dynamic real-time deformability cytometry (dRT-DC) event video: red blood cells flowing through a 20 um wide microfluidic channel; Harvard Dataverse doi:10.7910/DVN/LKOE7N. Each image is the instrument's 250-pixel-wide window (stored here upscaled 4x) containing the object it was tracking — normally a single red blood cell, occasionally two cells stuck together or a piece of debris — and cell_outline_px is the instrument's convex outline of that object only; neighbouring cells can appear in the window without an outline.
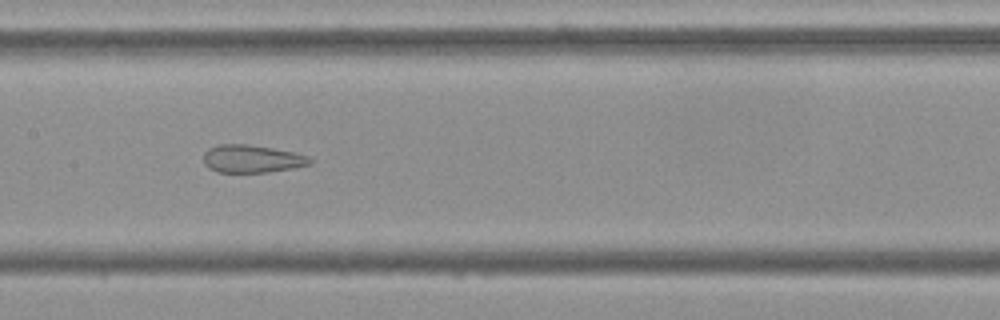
{"species": "Egyptian fruit bat (a non-hibernating species)", "species_latin": "Rousettus aegyptiacus", "temperature_condition": "cold", "stored_images_in_passage": 53, "camera_frame_rate_fps": 3000, "um_per_image_px": 0.085, "frame": {"image": 1, "passage_image": 26, "time_ms": 8.333, "image_size_px": [1000, 320], "cell_outline_px": [[312, 164], [292, 168], [268, 172], [216, 172], [208, 168], [204, 164], [204, 152], [208, 148], [220, 144], [248, 144], [296, 152], [308, 156], [312, 160]], "centroid_in_image_um": [21.41, 13.49], "position_along_channel_um": 186.0, "area_um2": 17.34}}
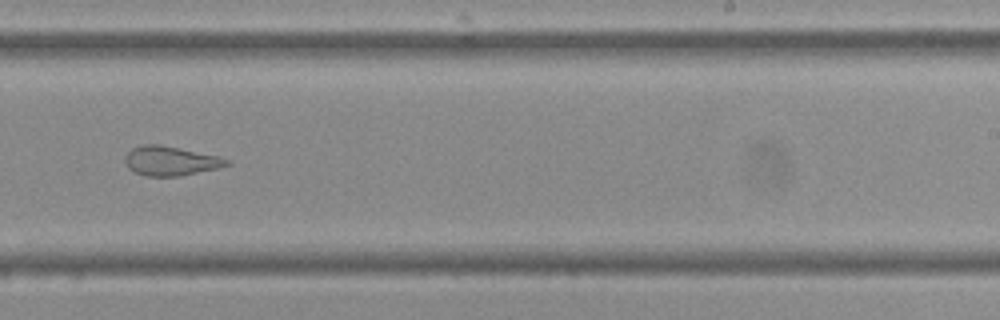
{"frame": {"image": 2, "passage_image": 33, "time_ms": 10.667, "image_size_px": [1000, 320], "cell_outline_px": [[232, 164], [220, 168], [180, 176], [148, 176], [136, 172], [128, 168], [124, 160], [124, 156], [132, 148], [144, 144], [160, 144], [220, 156], [228, 160]], "centroid_in_image_um": [14.52, 13.67], "position_along_channel_um": 274.5, "area_um2": 17.51}}
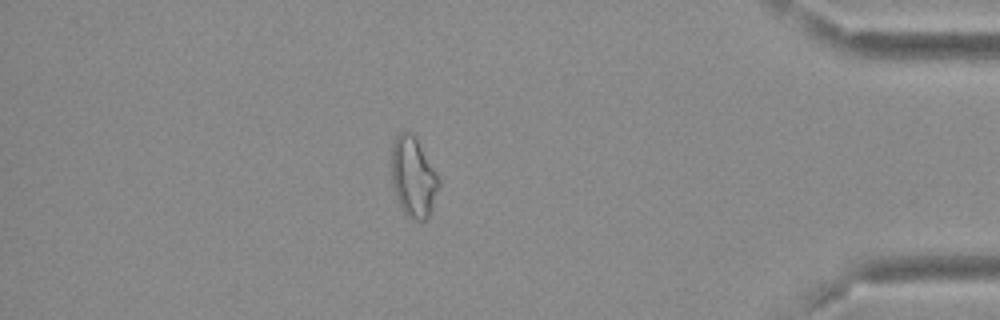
{"frame": {"image": 3, "passage_image": 46, "time_ms": 15.0, "image_size_px": [1000, 320], "cell_outline_px": [[440, 188], [428, 216], [424, 220], [416, 220], [408, 216], [404, 212], [396, 196], [392, 180], [392, 144], [396, 136], [400, 132], [412, 132], [416, 136], [436, 172], [440, 180]], "centroid_in_image_um": [35.15, 15.02], "position_along_channel_um": 400.1, "area_um2": 21.96}, "authors_computed_cell_mechanics": {"area_um2": 21.964, "velocity_mm_per_s": 3.8024, "shape_relaxation_time_tau1_ms": null, "shape_relaxation_time_tau2_ms": 1.3519, "deformation_change_tau1": null, "deformation_change_tau2": 0.1016}}